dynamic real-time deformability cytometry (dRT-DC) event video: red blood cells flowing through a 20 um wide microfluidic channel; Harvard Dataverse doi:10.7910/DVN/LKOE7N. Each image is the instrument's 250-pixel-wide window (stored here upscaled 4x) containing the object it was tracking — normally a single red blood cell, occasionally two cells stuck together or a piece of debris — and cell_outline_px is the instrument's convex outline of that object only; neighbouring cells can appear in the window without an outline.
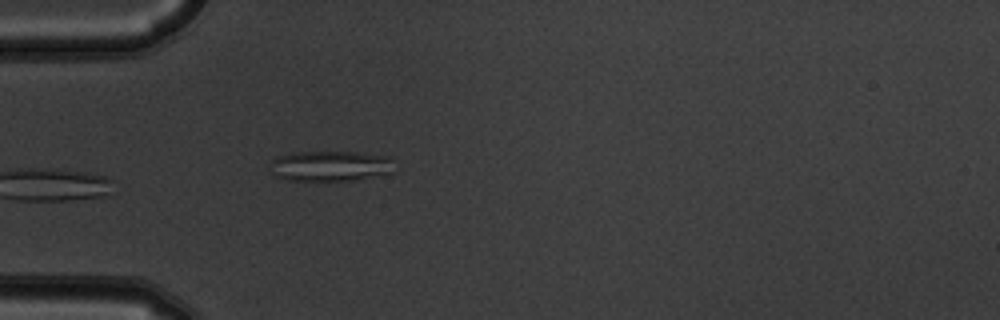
{"species": "common noctule bat (a hibernating species)", "species_latin": "Nyctalus noctula", "temperature_condition": "warm", "stored_images_in_passage": 4, "camera_frame_rate_fps": 3000, "um_per_image_px": 0.085, "animal": {"sex": "male", "body_mass_g": 19.5, "forearm_length_mm": 54.6}, "frame": {"image": 1, "passage_image": 4, "time_ms": 1.0, "image_size_px": [1000, 320], "cell_outline_px": [[396, 172], [352, 180], [288, 180], [276, 176], [272, 160], [276, 156], [292, 152], [356, 152], [392, 156]], "centroid_in_image_um": [28.19, 14.09], "position_along_channel_um": 56.8, "area_um2": 22.02}}